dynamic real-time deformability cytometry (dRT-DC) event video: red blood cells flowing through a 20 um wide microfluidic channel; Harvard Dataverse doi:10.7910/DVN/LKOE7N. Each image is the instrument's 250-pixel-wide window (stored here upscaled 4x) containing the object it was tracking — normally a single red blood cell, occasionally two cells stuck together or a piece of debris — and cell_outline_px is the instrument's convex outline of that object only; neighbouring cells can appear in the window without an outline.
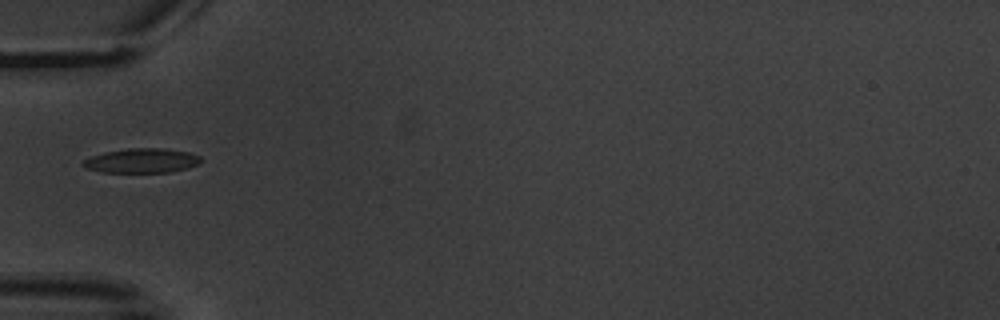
{"species": "common noctule bat (a hibernating species)", "species_latin": "Nyctalus noctula", "temperature_condition": "warm", "stored_images_in_passage": 6, "camera_frame_rate_fps": 3000, "um_per_image_px": 0.085, "animal": {"sex": "male", "body_mass_g": 20.1, "forearm_length_mm": 53.5}, "frame": {"image": 1, "passage_image": 5, "time_ms": 5.0, "image_size_px": [1000, 320], "cell_outline_px": [[204, 160], [200, 164], [188, 168], [172, 172], [100, 172], [88, 168], [80, 164], [84, 160], [92, 156], [104, 152], [128, 148], [164, 148], [188, 152], [200, 156]], "centroid_in_image_um": [12.1, 13.65], "position_along_channel_um": 72.9, "area_um2": 16.94}}